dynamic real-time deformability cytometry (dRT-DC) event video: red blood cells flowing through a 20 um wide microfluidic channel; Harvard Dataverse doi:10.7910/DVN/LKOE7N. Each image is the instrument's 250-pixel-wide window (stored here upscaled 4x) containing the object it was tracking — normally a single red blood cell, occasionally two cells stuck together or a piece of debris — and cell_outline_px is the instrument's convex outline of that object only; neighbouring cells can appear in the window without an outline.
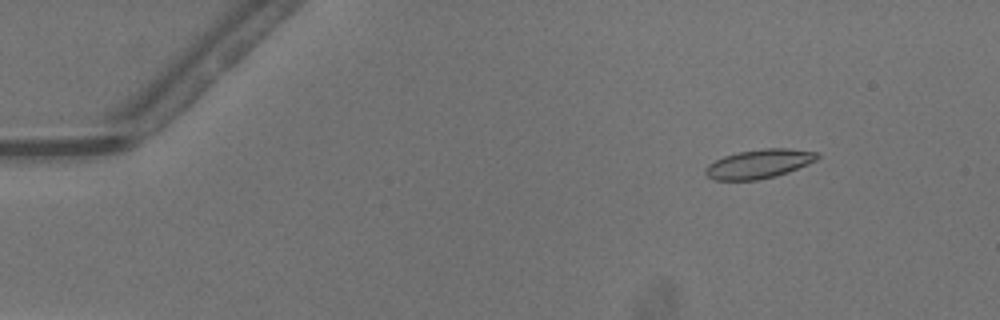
{"species": "common noctule bat (a hibernating species)", "species_latin": "Nyctalus noctula", "temperature_condition": "warm", "stored_images_in_passage": 51, "camera_frame_rate_fps": 3000, "um_per_image_px": 0.085, "animal": {"sex": "male", "body_mass_g": 13.3}, "frame": {"image": 1, "passage_image": 7, "time_ms": 2.0, "image_size_px": [1000, 320], "cell_outline_px": [[820, 156], [816, 160], [808, 164], [788, 172], [776, 176], [756, 180], [716, 180], [708, 176], [704, 172], [704, 168], [708, 164], [724, 156], [740, 152], [764, 148], [788, 148], [820, 152]], "centroid_in_image_um": [64.54, 13.92], "position_along_channel_um": 20.5, "area_um2": 18.9}}
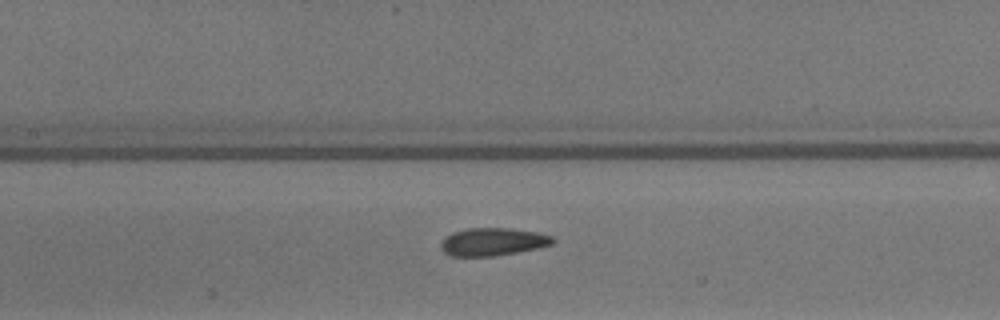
{"frame": {"image": 2, "passage_image": 25, "time_ms": 8.0, "image_size_px": [1000, 320], "cell_outline_px": [[556, 240], [552, 244], [536, 248], [516, 252], [492, 256], [448, 256], [440, 248], [440, 244], [452, 232], [468, 228], [512, 228], [536, 232], [552, 236]], "centroid_in_image_um": [41.88, 20.55], "position_along_channel_um": 165.5, "area_um2": 18.03}}
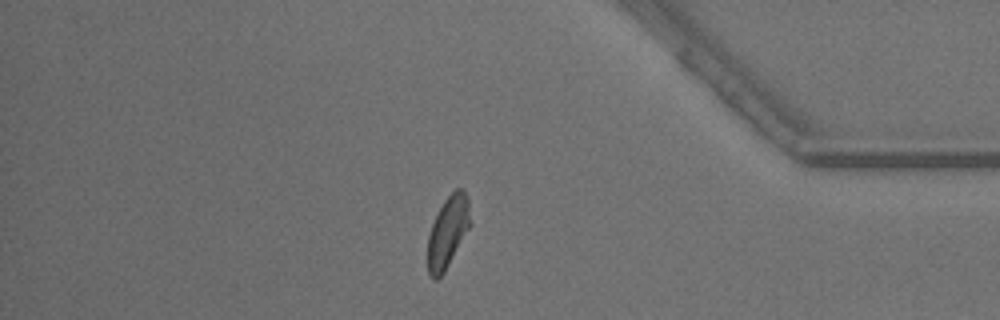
{"frame": {"image": 3, "passage_image": 44, "time_ms": 14.333, "image_size_px": [1000, 320], "cell_outline_px": [[472, 224], [444, 272], [436, 280], [432, 280], [428, 276], [428, 236], [432, 224], [444, 200], [456, 188], [460, 188], [468, 196]], "centroid_in_image_um": [38.08, 19.72], "position_along_channel_um": 397.1, "area_um2": 17.8}, "authors_computed_cell_mechanics": {"area_um2": 18.3804, "velocity_mm_per_s": 4.1373, "shape_relaxation_time_tau1_ms": 2.674, "shape_relaxation_time_tau2_ms": 1.1999, "deformation_change_tau1": 0.1125, "deformation_change_tau2": 0.0798}}